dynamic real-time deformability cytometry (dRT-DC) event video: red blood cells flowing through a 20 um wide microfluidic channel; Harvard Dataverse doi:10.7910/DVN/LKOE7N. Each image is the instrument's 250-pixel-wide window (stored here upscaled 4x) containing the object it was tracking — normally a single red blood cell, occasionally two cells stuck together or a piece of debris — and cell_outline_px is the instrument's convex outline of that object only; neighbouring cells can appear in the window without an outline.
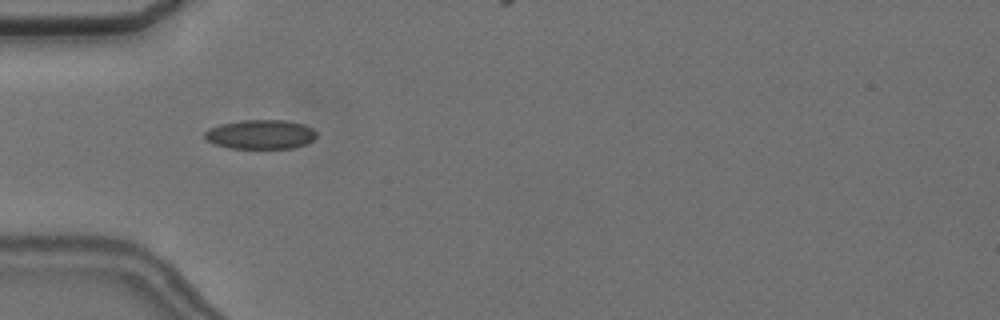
{"species": "common noctule bat (a hibernating species)", "species_latin": "Nyctalus noctula", "temperature_condition": "cold", "stored_images_in_passage": 4, "camera_frame_rate_fps": 3000, "um_per_image_px": 0.085, "animal": {"sex": "female", "body_mass_g": 24.6, "forearm_length_mm": 56.2}, "frame": {"image": 1, "passage_image": 3, "time_ms": 3.333, "image_size_px": [1000, 320], "cell_outline_px": [[316, 136], [312, 140], [304, 144], [292, 148], [228, 148], [204, 140], [204, 132], [208, 128], [220, 124], [240, 120], [284, 120], [304, 124], [312, 128], [316, 132]], "centroid_in_image_um": [22.1, 11.41], "position_along_channel_um": 62.9, "area_um2": 19.13}}
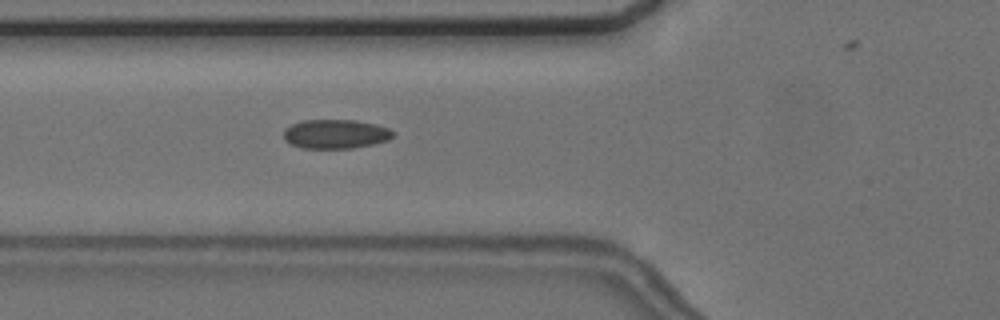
{"frame": {"image": 2, "passage_image": 4, "time_ms": 4.333, "image_size_px": [1000, 320], "cell_outline_px": [[396, 132], [388, 140], [372, 144], [352, 148], [300, 148], [288, 144], [284, 140], [284, 128], [292, 124], [304, 120], [356, 120], [376, 124], [388, 128]], "centroid_in_image_um": [28.49, 11.39], "position_along_channel_um": 97.3, "area_um2": 18.73}}